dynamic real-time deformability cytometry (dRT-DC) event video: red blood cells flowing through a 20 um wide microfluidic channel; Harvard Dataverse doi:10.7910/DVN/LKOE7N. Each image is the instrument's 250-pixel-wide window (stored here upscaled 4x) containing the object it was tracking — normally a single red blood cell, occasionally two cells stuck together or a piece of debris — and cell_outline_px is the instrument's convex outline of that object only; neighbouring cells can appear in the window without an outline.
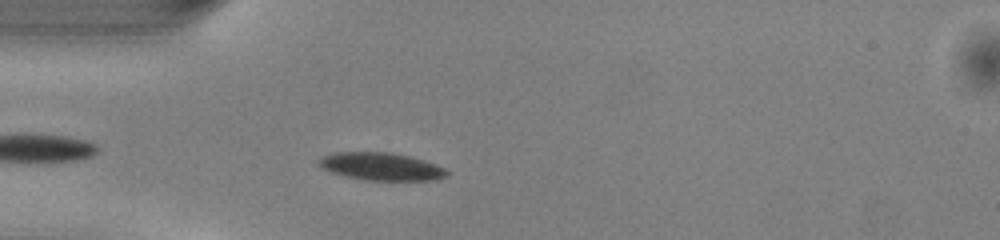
{"species": "common noctule bat (a hibernating species)", "species_latin": "Nyctalus noctula", "temperature_condition": "warm", "stored_images_in_passage": 34, "camera_frame_rate_fps": 3000, "um_per_image_px": 0.085, "animal": {"sex": "male", "body_mass_g": 13.0, "forearm_length_mm": 53.1}, "frame": {"image": 1, "passage_image": 3, "time_ms": 0.667, "image_size_px": [1000, 240], "cell_outline_px": [[448, 176], [432, 180], [364, 180], [332, 172], [316, 164], [316, 160], [320, 156], [336, 152], [392, 152], [412, 156], [424, 160], [444, 168], [448, 172]], "centroid_in_image_um": [32.38, 14.13], "position_along_channel_um": 52.6, "area_um2": 20.69}}
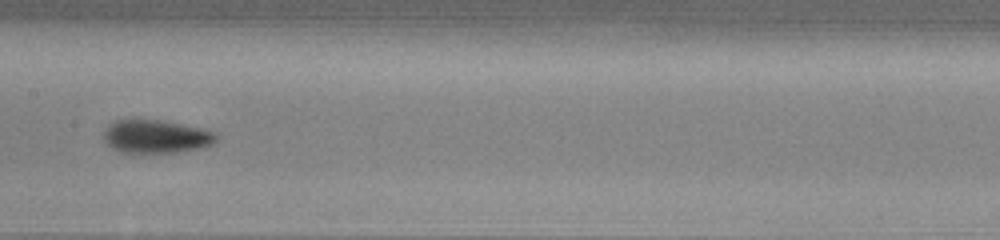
{"frame": {"image": 2, "passage_image": 14, "time_ms": 4.333, "image_size_px": [1000, 240], "cell_outline_px": [[220, 136], [216, 144], [204, 148], [176, 152], [124, 152], [112, 148], [104, 140], [104, 132], [116, 120], [160, 120], [200, 128], [216, 132]], "centroid_in_image_um": [13.37, 11.61], "position_along_channel_um": 194.0, "area_um2": 21.68}}
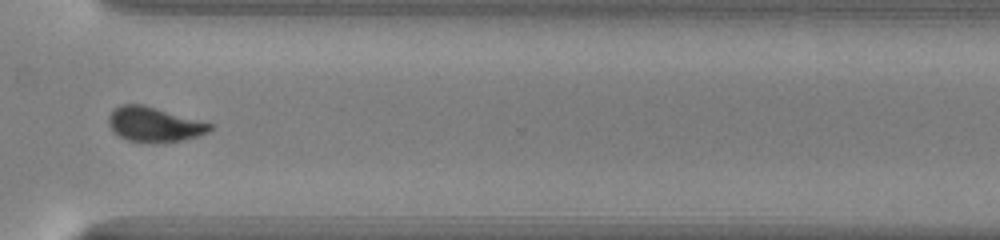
{"frame": {"image": 3, "passage_image": 26, "time_ms": 8.333, "image_size_px": [1000, 240], "cell_outline_px": [[212, 128], [208, 132], [184, 140], [128, 140], [112, 132], [108, 124], [108, 116], [120, 104], [140, 104], [156, 108], [212, 124]], "centroid_in_image_um": [13.06, 10.54], "position_along_channel_um": 357.5, "area_um2": 19.65}, "authors_computed_cell_mechanics": {"area_um2": 21.0103, "velocity_mm_per_s": 4.0808, "shape_relaxation_time_tau1_ms": 2.8651, "shape_relaxation_time_tau2_ms": 2.1889, "deformation_change_tau1": 0.1268, "deformation_change_tau2": 0.0631}}